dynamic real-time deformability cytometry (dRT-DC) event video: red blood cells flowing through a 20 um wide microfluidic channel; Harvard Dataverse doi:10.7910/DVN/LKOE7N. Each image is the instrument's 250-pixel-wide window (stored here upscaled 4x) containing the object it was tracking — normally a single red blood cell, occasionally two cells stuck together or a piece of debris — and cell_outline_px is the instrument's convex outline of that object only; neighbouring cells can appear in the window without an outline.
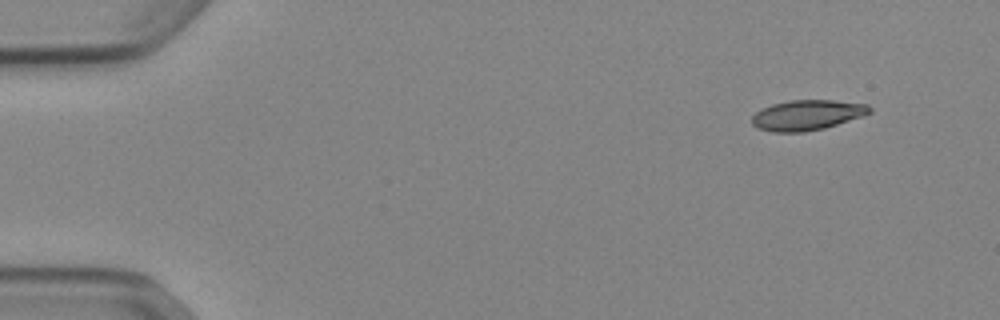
{"species": "Egyptian fruit bat (a non-hibernating species)", "species_latin": "Rousettus aegyptiacus", "temperature_condition": "cold", "stored_images_in_passage": 49, "camera_frame_rate_fps": 3000, "um_per_image_px": 0.085, "animal": {"sex": "female"}, "frame": {"image": 1, "passage_image": 1, "time_ms": 0.0, "image_size_px": [1000, 320], "cell_outline_px": [[872, 112], [864, 116], [824, 128], [804, 132], [772, 132], [756, 128], [752, 124], [752, 116], [756, 112], [772, 104], [788, 100], [832, 100], [868, 104], [872, 108]], "centroid_in_image_um": [68.62, 9.78], "position_along_channel_um": 16.4, "area_um2": 20.87}}
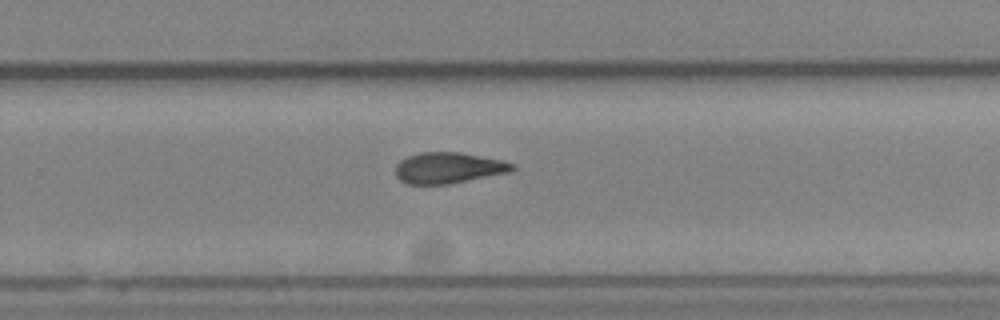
{"frame": {"image": 2, "passage_image": 31, "time_ms": 10.0, "image_size_px": [1000, 320], "cell_outline_px": [[516, 168], [512, 172], [448, 184], [408, 184], [400, 180], [396, 176], [396, 164], [400, 160], [408, 156], [420, 152], [460, 152], [500, 160], [512, 164]], "centroid_in_image_um": [38.1, 14.27], "position_along_channel_um": 291.7, "area_um2": 21.04}}
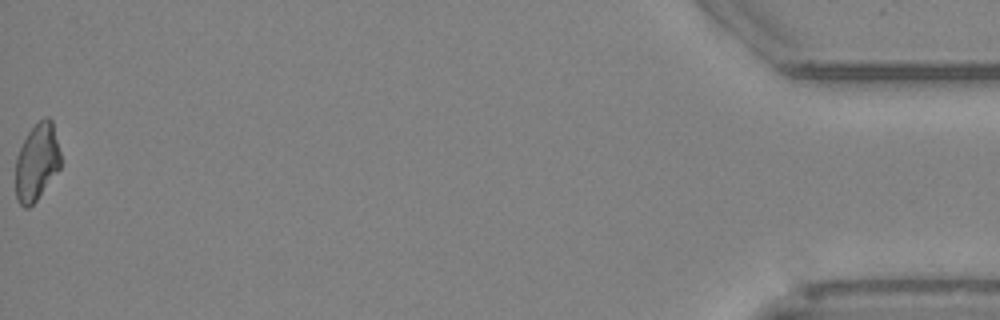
{"frame": {"image": 3, "passage_image": 49, "time_ms": 16.0, "image_size_px": [1000, 320], "cell_outline_px": [[60, 168], [36, 200], [28, 208], [24, 208], [20, 204], [16, 196], [16, 156], [28, 132], [44, 116], [48, 116], [52, 120], [60, 152]], "centroid_in_image_um": [3.13, 13.76], "position_along_channel_um": 432.1, "area_um2": 20.0}, "authors_computed_cell_mechanics": {"area_um2": 21.2704, "velocity_mm_per_s": 3.8866, "shape_relaxation_time_tau1_ms": 6.8994, "shape_relaxation_time_tau2_ms": 5.3816, "deformation_change_tau1": 0.1512, "deformation_change_tau2": 0.1308}}